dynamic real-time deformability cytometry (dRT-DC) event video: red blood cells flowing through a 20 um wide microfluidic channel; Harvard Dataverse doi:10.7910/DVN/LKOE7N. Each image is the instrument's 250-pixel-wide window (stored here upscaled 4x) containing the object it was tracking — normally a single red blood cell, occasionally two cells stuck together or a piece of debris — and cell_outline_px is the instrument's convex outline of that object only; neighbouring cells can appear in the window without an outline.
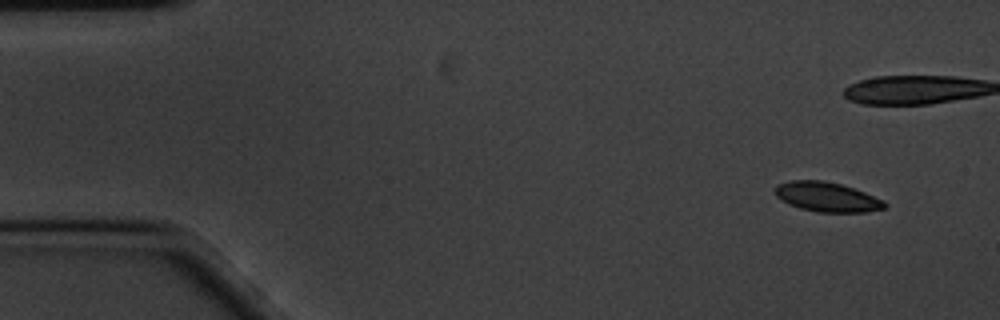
{"species": "common noctule bat (a hibernating species)", "species_latin": "Nyctalus noctula", "temperature_condition": "cold", "stored_images_in_passage": 56, "camera_frame_rate_fps": 3000, "um_per_image_px": 0.085, "animal": {"sex": "male", "body_mass_g": 20.1, "forearm_length_mm": 53.5}, "frame": {"image": 1, "passage_image": 1, "time_ms": 0.0, "image_size_px": [1000, 320], "cell_outline_px": [[888, 204], [884, 208], [864, 212], [816, 212], [800, 208], [788, 204], [780, 200], [772, 192], [776, 184], [792, 180], [824, 180], [840, 184], [864, 192], [884, 200]], "centroid_in_image_um": [70.23, 16.73], "position_along_channel_um": 14.8, "area_um2": 19.07}, "authors_computed_cell_mechanics": {"area_um2": 19.3052, "velocity_mm_per_s": 3.3824, "shape_relaxation_time_tau1_ms": null, "shape_relaxation_time_tau2_ms": 1.5065, "deformation_change_tau1": null, "deformation_change_tau2": 0.0599}}